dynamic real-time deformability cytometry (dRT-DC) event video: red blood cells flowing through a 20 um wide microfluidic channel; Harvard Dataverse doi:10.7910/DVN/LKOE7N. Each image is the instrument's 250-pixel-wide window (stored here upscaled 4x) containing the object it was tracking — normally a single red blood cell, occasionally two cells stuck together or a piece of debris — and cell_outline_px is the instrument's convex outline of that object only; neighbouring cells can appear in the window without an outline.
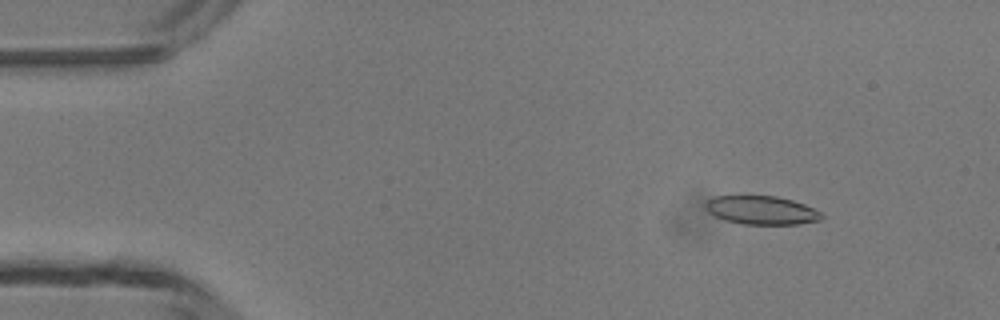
{"species": "common noctule bat (a hibernating species)", "species_latin": "Nyctalus noctula", "temperature_condition": "room temperature", "stored_images_in_passage": 5, "camera_frame_rate_fps": 3000, "um_per_image_px": 0.085, "animal": {"sex": "male", "body_mass_g": 13.3}, "frame": {"image": 1, "passage_image": 2, "time_ms": 1.333, "image_size_px": [1000, 320], "cell_outline_px": [[824, 216], [820, 220], [796, 224], [744, 224], [724, 220], [708, 212], [704, 204], [712, 196], [776, 196], [792, 200], [804, 204], [820, 212]], "centroid_in_image_um": [64.71, 17.86], "position_along_channel_um": 20.3, "area_um2": 19.19}}
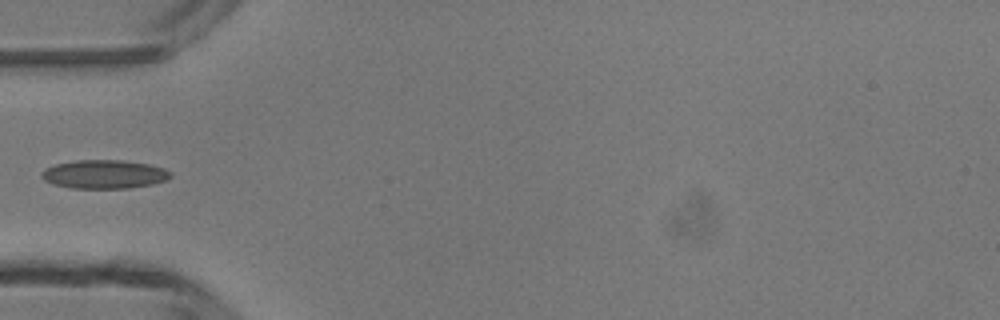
{"frame": {"image": 2, "passage_image": 5, "time_ms": 4.667, "image_size_px": [1000, 320], "cell_outline_px": [[172, 176], [168, 180], [152, 184], [128, 188], [72, 188], [52, 184], [44, 180], [40, 176], [40, 172], [44, 168], [56, 164], [76, 160], [120, 160], [148, 164], [164, 168], [172, 172]], "centroid_in_image_um": [8.85, 14.81], "position_along_channel_um": 76.2, "area_um2": 21.68}}